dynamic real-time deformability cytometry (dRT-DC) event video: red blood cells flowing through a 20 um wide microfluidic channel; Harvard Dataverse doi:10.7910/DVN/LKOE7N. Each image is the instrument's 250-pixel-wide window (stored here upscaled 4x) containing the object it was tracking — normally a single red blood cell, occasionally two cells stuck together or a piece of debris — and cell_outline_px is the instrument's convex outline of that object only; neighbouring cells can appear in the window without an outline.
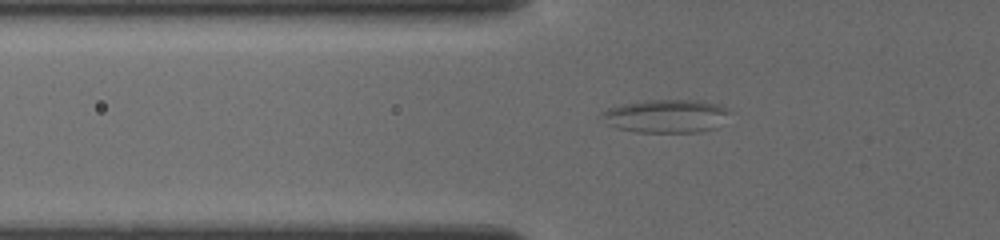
{"species": "common noctule bat (a hibernating species)", "species_latin": "Nyctalus noctula", "temperature_condition": "cold", "stored_images_in_passage": 18, "camera_frame_rate_fps": 3000, "um_per_image_px": 0.085, "animal": {"sex": "female", "body_mass_g": 19.5, "forearm_length_mm": 54.1}, "frame": {"image": 1, "passage_image": 12, "time_ms": 2.333, "image_size_px": [1000, 240], "cell_outline_px": [[724, 112], [712, 128], [700, 132], [640, 132], [620, 128], [604, 112], [608, 108], [624, 104], [648, 100], [684, 100], [716, 104], [724, 108]], "centroid_in_image_um": [56.6, 9.86], "position_along_channel_um": 69.2, "area_um2": 22.72}}